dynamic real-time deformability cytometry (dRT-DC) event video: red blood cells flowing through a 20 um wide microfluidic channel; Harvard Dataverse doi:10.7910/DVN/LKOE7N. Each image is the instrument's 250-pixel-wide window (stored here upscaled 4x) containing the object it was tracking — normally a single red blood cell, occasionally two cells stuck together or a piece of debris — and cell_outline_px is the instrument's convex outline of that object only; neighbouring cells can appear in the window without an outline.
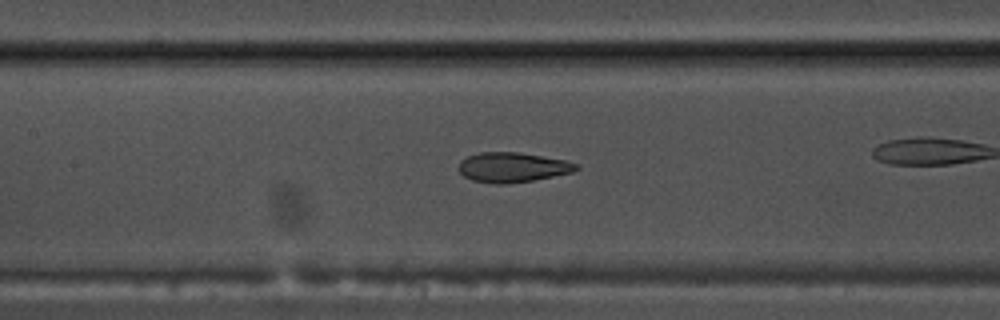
{"species": "common noctule bat (a hibernating species)", "species_latin": "Nyctalus noctula", "temperature_condition": "warm", "stored_images_in_passage": 41, "camera_frame_rate_fps": 3000, "um_per_image_px": 0.085, "animal": {"sex": "male", "body_mass_g": 17.5, "forearm_length_mm": 52.3}, "frame": {"image": 1, "passage_image": 24, "time_ms": 7.667, "image_size_px": [1000, 320], "cell_outline_px": [[580, 168], [572, 172], [532, 180], [508, 184], [492, 184], [472, 180], [464, 176], [460, 172], [460, 160], [468, 156], [480, 152], [520, 152], [564, 160], [576, 164]], "centroid_in_image_um": [43.54, 14.22], "position_along_channel_um": 163.9, "area_um2": 20.29}}
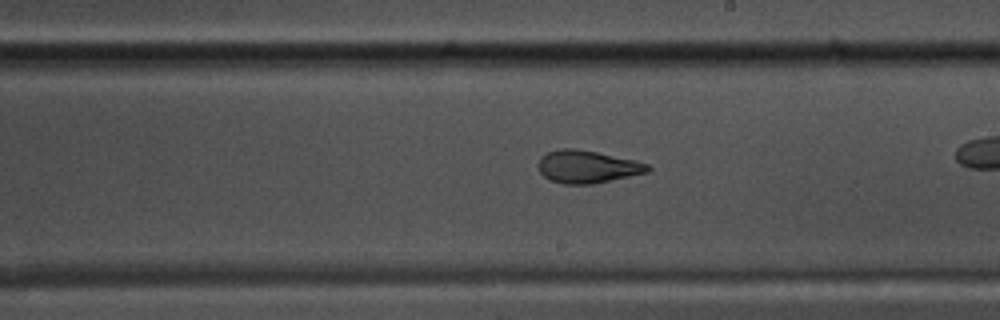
{"frame": {"image": 2, "passage_image": 30, "time_ms": 9.667, "image_size_px": [1000, 320], "cell_outline_px": [[652, 168], [648, 172], [592, 184], [564, 184], [552, 180], [544, 176], [540, 172], [536, 164], [540, 156], [548, 152], [560, 148], [572, 148], [596, 152], [636, 160], [648, 164]], "centroid_in_image_um": [49.9, 14.16], "position_along_channel_um": 239.1, "area_um2": 20.81}}